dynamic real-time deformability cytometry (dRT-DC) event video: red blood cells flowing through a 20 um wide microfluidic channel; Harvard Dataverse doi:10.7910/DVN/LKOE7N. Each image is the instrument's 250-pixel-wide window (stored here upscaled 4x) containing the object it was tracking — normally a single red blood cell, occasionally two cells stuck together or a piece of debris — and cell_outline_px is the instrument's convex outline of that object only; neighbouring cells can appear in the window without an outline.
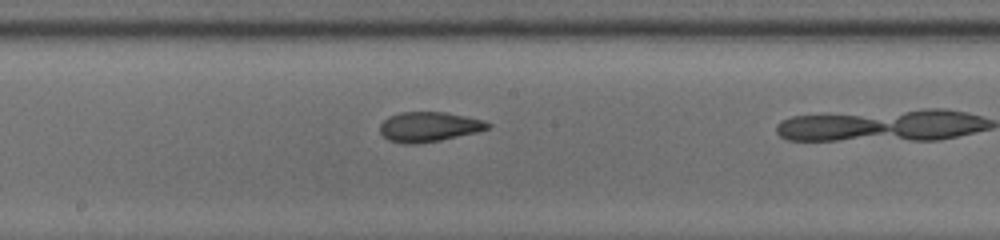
{"species": "common noctule bat (a hibernating species)", "species_latin": "Nyctalus noctula", "temperature_condition": "room temperature", "stored_images_in_passage": 21, "camera_frame_rate_fps": 3000, "um_per_image_px": 0.085, "animal": {"sex": "male", "body_mass_g": 13.0, "forearm_length_mm": 53.1}, "frame": {"image": 1, "passage_image": 10, "time_ms": 3.0, "image_size_px": [1000, 240], "cell_outline_px": [[492, 124], [488, 128], [480, 132], [440, 140], [416, 144], [404, 144], [388, 140], [380, 132], [380, 124], [388, 116], [400, 112], [444, 112], [484, 120]], "centroid_in_image_um": [36.46, 10.78], "position_along_channel_um": 211.7, "area_um2": 18.84}}
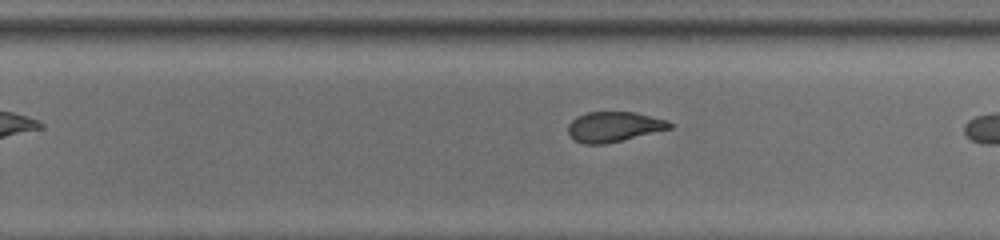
{"frame": {"image": 2, "passage_image": 15, "time_ms": 4.667, "image_size_px": [1000, 240], "cell_outline_px": [[676, 124], [672, 128], [604, 144], [584, 144], [576, 140], [568, 132], [568, 124], [576, 116], [588, 112], [636, 112], [668, 120]], "centroid_in_image_um": [52.22, 10.76], "position_along_channel_um": 277.6, "area_um2": 17.8}}